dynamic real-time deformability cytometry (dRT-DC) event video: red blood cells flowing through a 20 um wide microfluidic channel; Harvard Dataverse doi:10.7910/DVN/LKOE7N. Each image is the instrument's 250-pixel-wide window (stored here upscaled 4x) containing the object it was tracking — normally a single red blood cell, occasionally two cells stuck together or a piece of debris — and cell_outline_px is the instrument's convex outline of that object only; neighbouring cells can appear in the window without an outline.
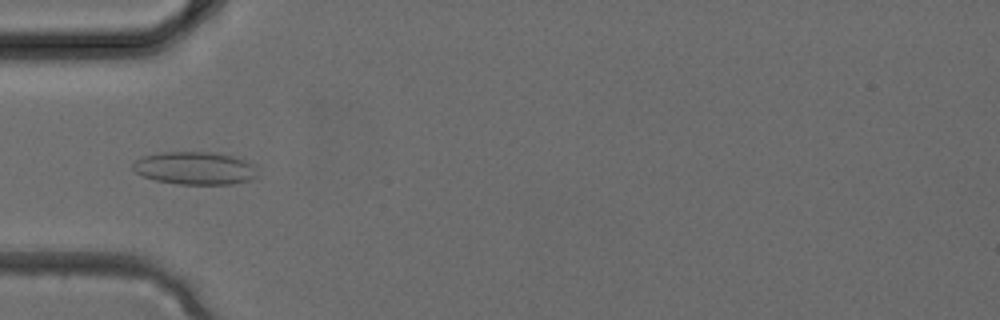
{"species": "common noctule bat (a hibernating species)", "species_latin": "Nyctalus noctula", "temperature_condition": "cold", "stored_images_in_passage": 3, "camera_frame_rate_fps": 3000, "um_per_image_px": 0.085, "animal": {"sex": "female", "body_mass_g": 24.6, "forearm_length_mm": 56.2}, "frame": {"image": 1, "passage_image": 3, "time_ms": 0.667, "image_size_px": [1000, 320], "cell_outline_px": [[256, 176], [248, 180], [232, 184], [176, 184], [156, 180], [144, 176], [136, 172], [132, 168], [132, 160], [140, 156], [160, 152], [212, 152], [252, 160]], "centroid_in_image_um": [16.53, 14.28], "position_along_channel_um": 68.5, "area_um2": 24.04}}